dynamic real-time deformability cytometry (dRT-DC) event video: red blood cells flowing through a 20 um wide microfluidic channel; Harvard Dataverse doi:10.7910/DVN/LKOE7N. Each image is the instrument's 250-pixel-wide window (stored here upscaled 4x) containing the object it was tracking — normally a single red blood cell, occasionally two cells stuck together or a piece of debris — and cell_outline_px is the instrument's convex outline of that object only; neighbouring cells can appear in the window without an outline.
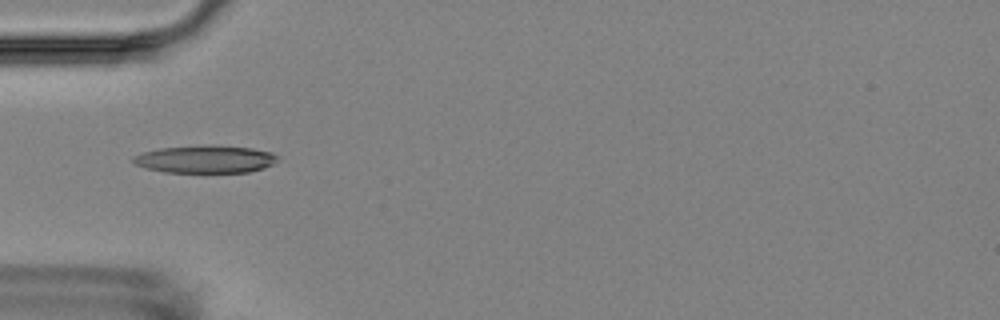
{"species": "Egyptian fruit bat (a non-hibernating species)", "species_latin": "Rousettus aegyptiacus", "temperature_condition": "room temperature", "stored_images_in_passage": 11, "camera_frame_rate_fps": 3000, "um_per_image_px": 0.085, "animal": {"sex": "female"}, "frame": {"image": 1, "passage_image": 1, "time_ms": 0.0, "image_size_px": [1000, 320], "cell_outline_px": [[280, 160], [264, 168], [248, 172], [164, 172], [144, 168], [136, 164], [132, 160], [132, 156], [144, 152], [160, 148], [204, 144], [212, 144], [252, 148], [272, 152], [280, 156]], "centroid_in_image_um": [17.49, 13.51], "position_along_channel_um": 67.5, "area_um2": 23.64}}
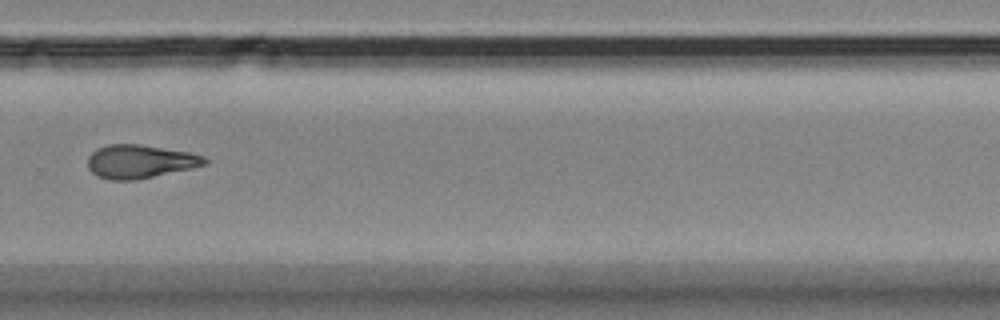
{"frame": {"image": 2, "passage_image": 7, "time_ms": 7.0, "image_size_px": [1000, 320], "cell_outline_px": [[208, 164], [192, 168], [136, 180], [108, 180], [92, 172], [88, 168], [88, 156], [96, 148], [108, 144], [140, 144], [188, 152], [204, 156], [208, 160]], "centroid_in_image_um": [11.89, 13.72], "position_along_channel_um": 317.9, "area_um2": 22.83}}
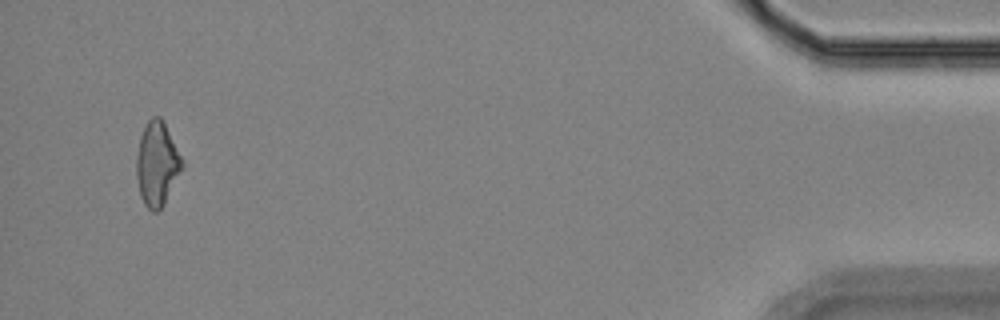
{"frame": {"image": 3, "passage_image": 11, "time_ms": 12.0, "image_size_px": [1000, 320], "cell_outline_px": [[184, 168], [164, 204], [156, 212], [152, 212], [144, 204], [140, 196], [136, 176], [136, 156], [140, 136], [148, 120], [152, 116], [160, 116], [164, 120], [184, 160]], "centroid_in_image_um": [13.37, 13.91], "position_along_channel_um": 421.8, "area_um2": 22.83}, "authors_computed_cell_mechanics": {"area_um2": 22.3686, "velocity_mm_per_s": 3.581, "shape_relaxation_time_tau1_ms": null, "shape_relaxation_time_tau2_ms": 5.4208, "deformation_change_tau1": null, "deformation_change_tau2": 0.1379}}